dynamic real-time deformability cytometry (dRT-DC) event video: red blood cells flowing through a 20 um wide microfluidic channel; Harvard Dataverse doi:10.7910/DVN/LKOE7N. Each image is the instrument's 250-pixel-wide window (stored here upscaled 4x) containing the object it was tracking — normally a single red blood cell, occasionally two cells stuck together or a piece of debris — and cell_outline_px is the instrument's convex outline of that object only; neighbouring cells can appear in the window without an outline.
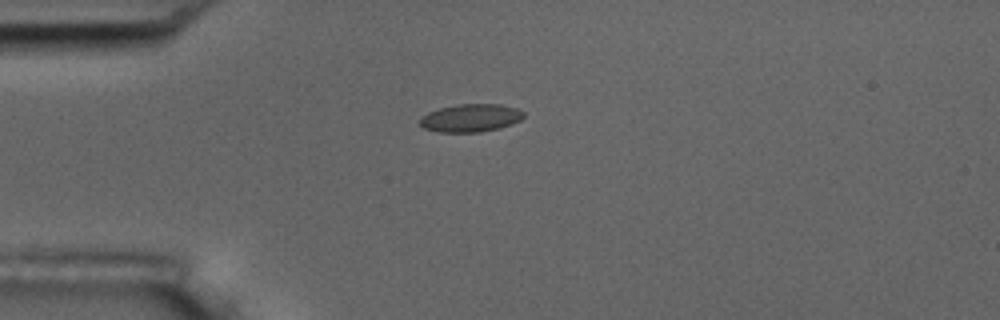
{"species": "common noctule bat (a hibernating species)", "species_latin": "Nyctalus noctula", "temperature_condition": "room temperature", "stored_images_in_passage": 13, "camera_frame_rate_fps": 3000, "um_per_image_px": 0.085, "animal": {"sex": "male", "body_mass_g": 17.5, "forearm_length_mm": 52.3}, "frame": {"image": 1, "passage_image": 4, "time_ms": 1.0, "image_size_px": [1000, 320], "cell_outline_px": [[524, 116], [520, 120], [512, 124], [500, 128], [480, 132], [436, 132], [424, 128], [420, 124], [420, 120], [428, 112], [440, 108], [456, 104], [500, 104], [516, 108], [524, 112]], "centroid_in_image_um": [40.02, 10.03], "position_along_channel_um": 45.0, "area_um2": 16.88}}
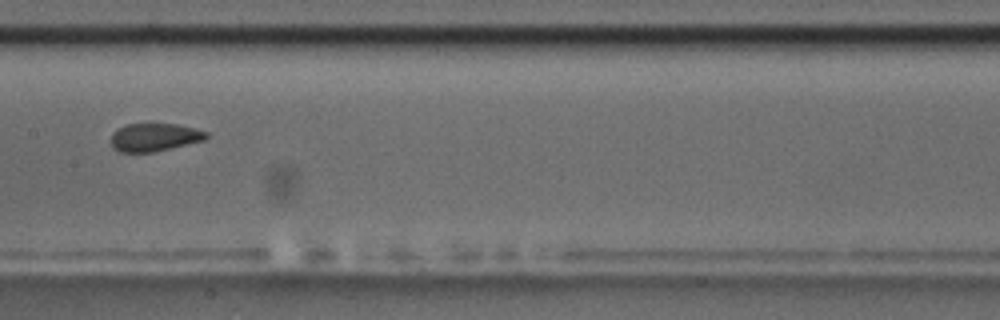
{"frame": {"image": 2, "passage_image": 8, "time_ms": 2.333, "image_size_px": [1000, 320], "cell_outline_px": [[208, 136], [204, 140], [152, 152], [120, 152], [112, 148], [112, 132], [128, 124], [176, 124], [208, 132]], "centroid_in_image_um": [13.11, 11.67], "position_along_channel_um": 194.3, "area_um2": 15.26}}